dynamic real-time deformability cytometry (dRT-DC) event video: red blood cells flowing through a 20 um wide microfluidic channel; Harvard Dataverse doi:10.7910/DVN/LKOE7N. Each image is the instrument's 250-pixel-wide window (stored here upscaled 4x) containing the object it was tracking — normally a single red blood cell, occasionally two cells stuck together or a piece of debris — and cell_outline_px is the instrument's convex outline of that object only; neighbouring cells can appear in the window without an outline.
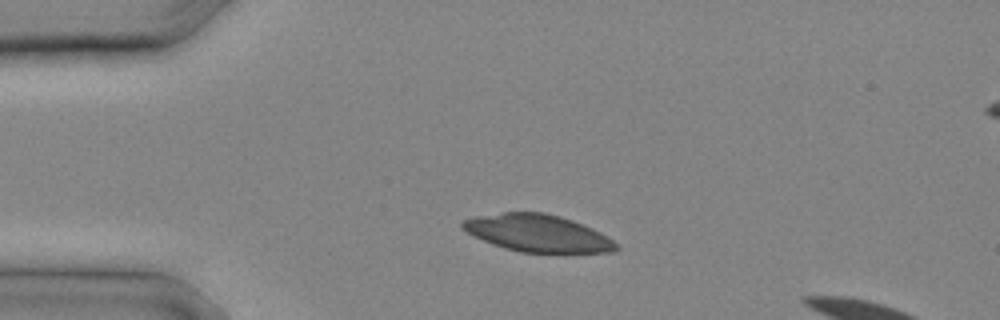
{"species": "common noctule bat (a hibernating species)", "species_latin": "Nyctalus noctula", "temperature_condition": "cold", "stored_images_in_passage": 8, "camera_frame_rate_fps": 3000, "um_per_image_px": 0.085, "animal": {"sex": "male", "body_mass_g": 20.4}, "frame": {"image": 1, "passage_image": 3, "time_ms": 0.667, "image_size_px": [1000, 320], "cell_outline_px": [[620, 248], [616, 252], [520, 252], [504, 248], [492, 244], [460, 228], [460, 220], [472, 216], [504, 212], [544, 212], [560, 216], [592, 228], [608, 236], [620, 244]], "centroid_in_image_um": [45.7, 19.81], "position_along_channel_um": 39.3, "area_um2": 33.47}}